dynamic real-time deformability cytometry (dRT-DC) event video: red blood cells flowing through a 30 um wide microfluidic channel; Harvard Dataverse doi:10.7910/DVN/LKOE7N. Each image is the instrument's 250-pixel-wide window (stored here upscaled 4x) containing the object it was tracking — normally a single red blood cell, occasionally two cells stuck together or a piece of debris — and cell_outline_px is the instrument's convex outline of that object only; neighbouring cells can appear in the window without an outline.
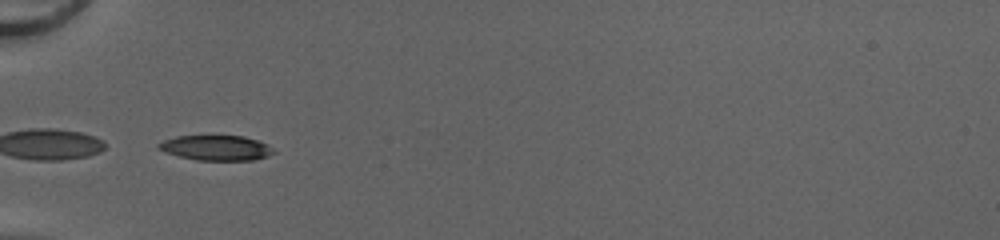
{"species": "common noctule bat (a hibernating species)", "species_latin": "Nyctalus noctula", "temperature_condition": "cold", "stored_images_in_passage": 33, "camera_frame_rate_fps": 3000, "um_per_image_px": 0.085, "animal": {"sex": "female", "body_mass_g": 20.0, "forearm_length_mm": 54.0}, "frame": {"image": 1, "passage_image": 1, "time_ms": 0.0, "image_size_px": [1000, 240], "cell_outline_px": [[276, 152], [268, 156], [252, 160], [196, 160], [164, 152], [156, 148], [156, 144], [164, 140], [176, 136], [244, 136], [268, 144]], "centroid_in_image_um": [18.35, 12.57], "position_along_channel_um": 66.6, "area_um2": 16.82}}
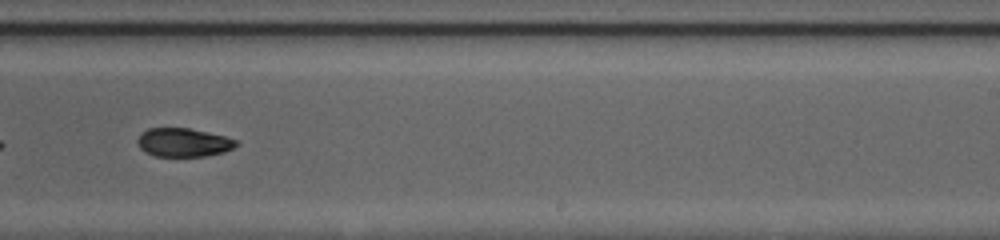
{"frame": {"image": 2, "passage_image": 16, "time_ms": 5.0, "image_size_px": [1000, 240], "cell_outline_px": [[240, 144], [224, 152], [204, 156], [156, 156], [144, 152], [140, 148], [136, 140], [140, 132], [148, 128], [188, 128], [224, 136], [240, 140]], "centroid_in_image_um": [15.58, 12.1], "position_along_channel_um": 273.4, "area_um2": 16.59}}
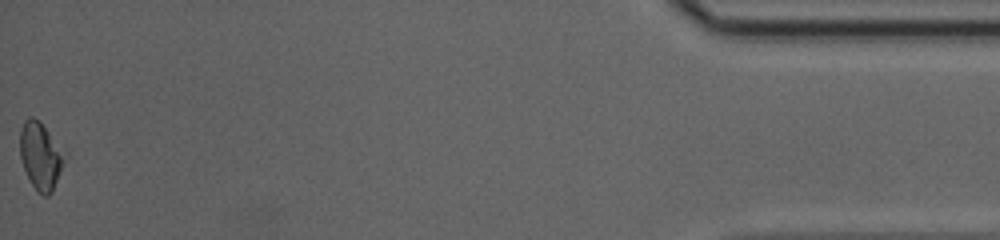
{"frame": {"image": 3, "passage_image": 33, "time_ms": 10.667, "image_size_px": [1000, 240], "cell_outline_px": [[68, 156], [52, 192], [48, 196], [44, 196], [36, 192], [24, 168], [20, 156], [20, 128], [24, 120], [28, 116], [32, 116], [40, 120], [68, 152]], "centroid_in_image_um": [3.5, 13.21], "position_along_channel_um": 431.7, "area_um2": 18.21}, "authors_computed_cell_mechanics": {"area_um2": 17.1088, "velocity_mm_per_s": 4.2298, "shape_relaxation_time_tau1_ms": 8.8452, "shape_relaxation_time_tau2_ms": 4.2469, "deformation_change_tau1": 0.2301, "deformation_change_tau2": 0.0943}}